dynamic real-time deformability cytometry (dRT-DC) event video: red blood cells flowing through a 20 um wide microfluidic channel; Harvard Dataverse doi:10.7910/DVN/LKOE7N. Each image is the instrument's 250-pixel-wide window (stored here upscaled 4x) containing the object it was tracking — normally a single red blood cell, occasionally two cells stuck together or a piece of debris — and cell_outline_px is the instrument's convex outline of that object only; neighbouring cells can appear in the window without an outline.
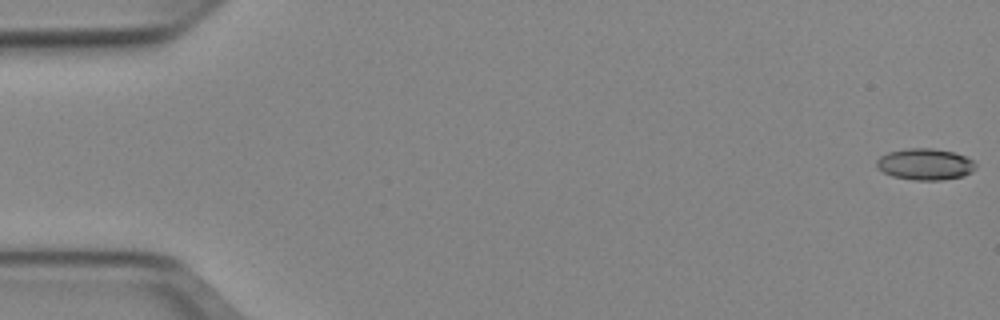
{"species": "Egyptian fruit bat (a non-hibernating species)", "species_latin": "Rousettus aegyptiacus", "temperature_condition": "cold", "stored_images_in_passage": 52, "camera_frame_rate_fps": 3000, "um_per_image_px": 0.085, "animal": {"sex": "female"}, "frame": {"image": 1, "passage_image": 1, "time_ms": 0.0, "image_size_px": [1000, 320], "cell_outline_px": [[976, 168], [972, 172], [964, 176], [940, 180], [912, 180], [892, 176], [876, 168], [876, 160], [880, 156], [888, 152], [908, 148], [932, 148], [956, 152], [972, 160], [976, 164]], "centroid_in_image_um": [78.63, 13.96], "position_along_channel_um": 6.4, "area_um2": 18.32}}
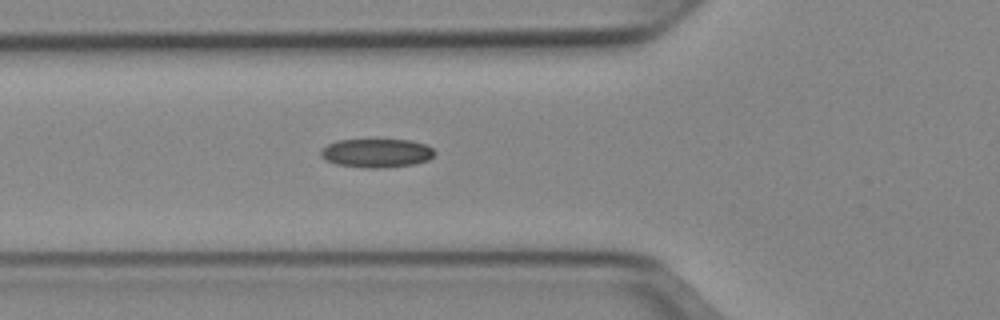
{"frame": {"image": 2, "passage_image": 19, "time_ms": 6.0, "image_size_px": [1000, 320], "cell_outline_px": [[436, 152], [428, 160], [412, 164], [380, 168], [364, 168], [336, 164], [324, 160], [320, 156], [320, 152], [328, 144], [336, 140], [412, 140], [424, 144], [432, 148]], "centroid_in_image_um": [31.98, 13.01], "position_along_channel_um": 93.8, "area_um2": 19.02}}
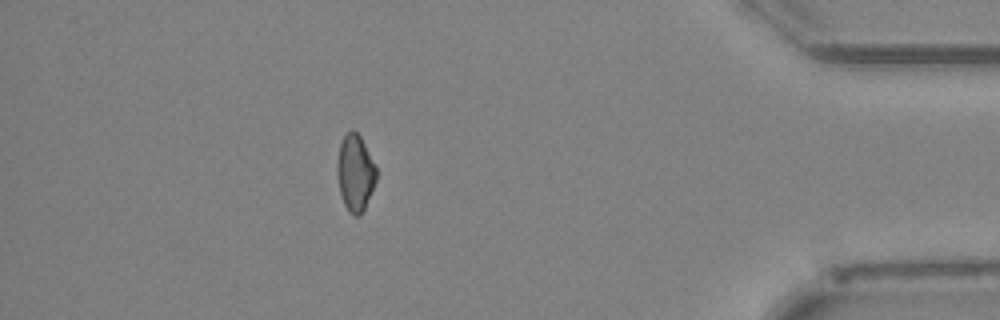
{"frame": {"image": 3, "passage_image": 46, "time_ms": 15.0, "image_size_px": [1000, 320], "cell_outline_px": [[376, 180], [364, 208], [356, 216], [352, 216], [348, 212], [344, 204], [340, 192], [336, 172], [336, 164], [340, 144], [344, 136], [352, 128], [360, 136], [376, 164]], "centroid_in_image_um": [30.18, 14.67], "position_along_channel_um": 405.0, "area_um2": 17.4}}